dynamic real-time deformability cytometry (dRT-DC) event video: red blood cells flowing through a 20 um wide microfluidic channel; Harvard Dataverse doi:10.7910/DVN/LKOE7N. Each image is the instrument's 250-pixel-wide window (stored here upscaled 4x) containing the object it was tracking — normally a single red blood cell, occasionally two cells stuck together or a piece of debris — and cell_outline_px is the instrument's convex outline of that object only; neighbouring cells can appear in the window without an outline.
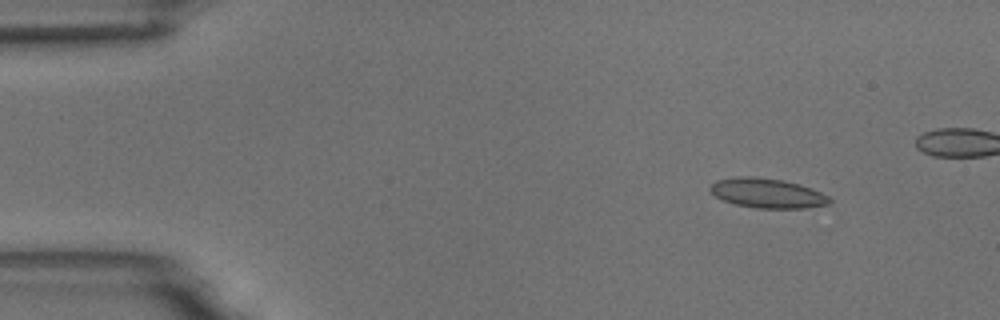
{"species": "common noctule bat (a hibernating species)", "species_latin": "Nyctalus noctula", "temperature_condition": "room temperature", "stored_images_in_passage": 6, "camera_frame_rate_fps": 3000, "um_per_image_px": 0.085, "animal": {"sex": "male", "body_mass_g": 18.8}, "frame": {"image": 1, "passage_image": 2, "time_ms": 1.333, "image_size_px": [1000, 320], "cell_outline_px": [[832, 200], [828, 204], [804, 208], [756, 208], [736, 204], [724, 200], [716, 196], [708, 188], [716, 180], [736, 176], [748, 176], [780, 180], [812, 188], [828, 196]], "centroid_in_image_um": [65.2, 16.42], "position_along_channel_um": 19.8, "area_um2": 20.29}}